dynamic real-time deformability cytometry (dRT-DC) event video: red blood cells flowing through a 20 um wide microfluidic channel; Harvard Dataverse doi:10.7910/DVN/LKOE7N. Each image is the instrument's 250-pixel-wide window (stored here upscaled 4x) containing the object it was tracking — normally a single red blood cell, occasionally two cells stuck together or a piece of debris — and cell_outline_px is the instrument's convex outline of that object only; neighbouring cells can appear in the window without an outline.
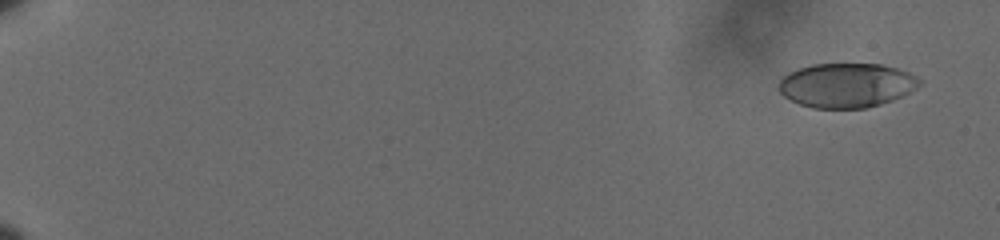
{"species": "human", "species_latin": "Homo sapiens", "temperature_condition": "cold", "stored_images_in_passage": 61, "camera_frame_rate_fps": 3000, "um_per_image_px": 0.085, "donor": {"sex": "male"}, "frame": {"image": 1, "passage_image": 4, "time_ms": 1.0, "image_size_px": [1000, 240], "cell_outline_px": [[924, 80], [916, 88], [892, 100], [880, 104], [864, 108], [812, 108], [800, 104], [784, 96], [780, 92], [780, 80], [788, 72], [812, 64], [880, 64], [896, 68], [908, 72]], "centroid_in_image_um": [71.96, 7.24], "position_along_channel_um": 13.0, "area_um2": 36.18}}
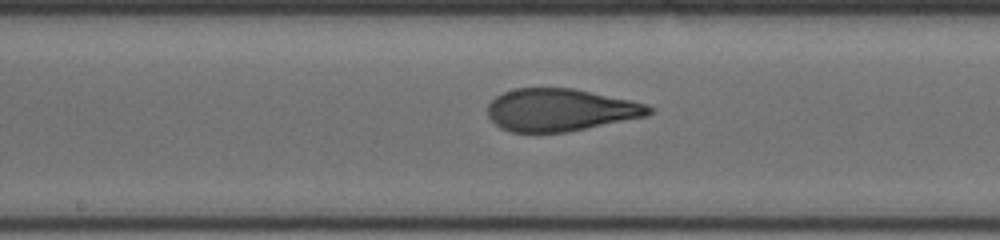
{"frame": {"image": 2, "passage_image": 36, "time_ms": 11.667, "image_size_px": [1000, 240], "cell_outline_px": [[656, 108], [648, 116], [568, 132], [512, 132], [500, 128], [488, 116], [488, 104], [496, 96], [504, 92], [516, 88], [572, 88], [632, 100], [648, 104]], "centroid_in_image_um": [47.67, 9.34], "position_along_channel_um": 200.5, "area_um2": 40.11}}
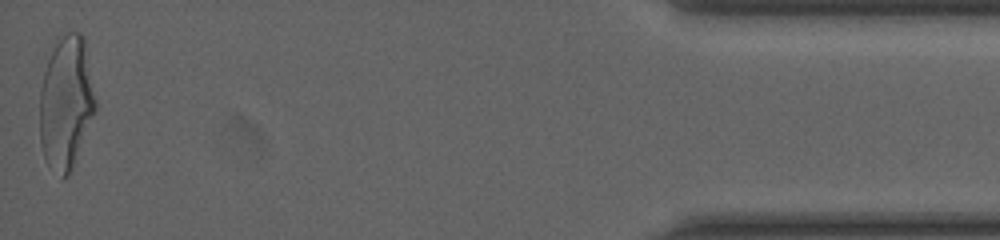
{"frame": {"image": 3, "passage_image": 61, "time_ms": 20.0, "image_size_px": [1000, 240], "cell_outline_px": [[96, 108], [68, 176], [60, 180], [44, 156], [40, 140], [40, 92], [44, 72], [48, 60], [56, 44], [68, 32], [80, 32], [84, 36], [96, 100]], "centroid_in_image_um": [5.62, 8.74], "position_along_channel_um": 429.6, "area_um2": 42.48}, "authors_computed_cell_mechanics": {"area_um2": 39.882, "velocity_mm_per_s": 3.606, "shape_relaxation_time_tau1_ms": 4.7988, "shape_relaxation_time_tau2_ms": 0.8907, "deformation_change_tau1": 0.2057, "deformation_change_tau2": 0.077}}